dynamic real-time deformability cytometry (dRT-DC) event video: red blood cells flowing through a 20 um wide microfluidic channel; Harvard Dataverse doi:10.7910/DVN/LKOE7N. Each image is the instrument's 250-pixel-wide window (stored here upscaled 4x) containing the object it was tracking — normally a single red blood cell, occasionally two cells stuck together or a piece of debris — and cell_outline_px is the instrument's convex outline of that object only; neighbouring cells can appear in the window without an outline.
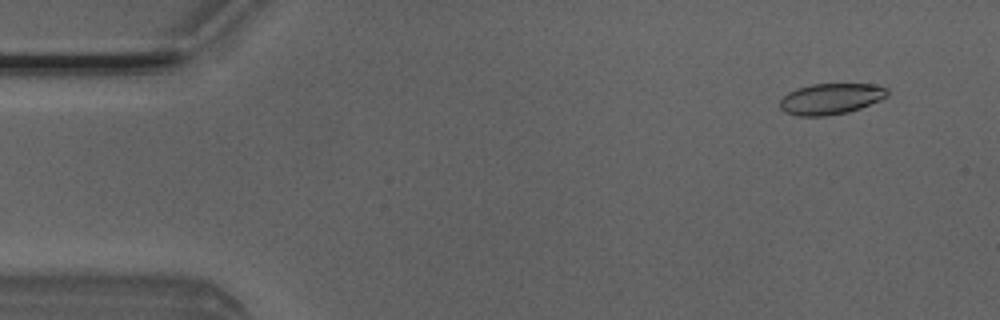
{"species": "Egyptian fruit bat (a non-hibernating species)", "species_latin": "Rousettus aegyptiacus", "temperature_condition": "room temperature", "stored_images_in_passage": 4, "camera_frame_rate_fps": 3000, "um_per_image_px": 0.085, "animal": {"sex": "male"}, "frame": {"image": 1, "passage_image": 1, "time_ms": 0.0, "image_size_px": [1000, 320], "cell_outline_px": [[888, 96], [880, 100], [860, 108], [848, 112], [824, 116], [796, 116], [784, 112], [780, 108], [780, 100], [788, 92], [796, 88], [812, 84], [872, 84], [888, 88]], "centroid_in_image_um": [70.6, 8.4], "position_along_channel_um": 14.4, "area_um2": 19.48}}